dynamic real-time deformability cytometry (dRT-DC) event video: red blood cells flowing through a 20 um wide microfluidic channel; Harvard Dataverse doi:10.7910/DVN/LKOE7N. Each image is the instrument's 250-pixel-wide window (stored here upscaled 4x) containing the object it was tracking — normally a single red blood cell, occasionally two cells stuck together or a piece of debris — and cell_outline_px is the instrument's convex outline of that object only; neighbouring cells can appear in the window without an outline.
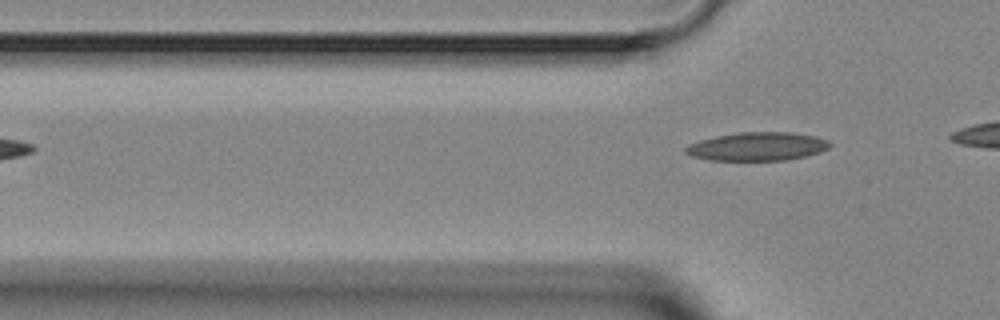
{"species": "Egyptian fruit bat (a non-hibernating species)", "species_latin": "Rousettus aegyptiacus", "temperature_condition": "room temperature", "stored_images_in_passage": 2, "camera_frame_rate_fps": 3000, "um_per_image_px": 0.085, "animal": {"sex": "female"}, "frame": {"image": 1, "passage_image": 2, "time_ms": 1.333, "image_size_px": [1000, 320], "cell_outline_px": [[832, 144], [828, 148], [820, 152], [804, 156], [784, 160], [712, 160], [692, 156], [684, 152], [684, 148], [688, 144], [700, 140], [716, 136], [740, 132], [788, 132], [816, 136], [828, 140]], "centroid_in_image_um": [64.37, 12.44], "position_along_channel_um": 61.4, "area_um2": 23.81}}